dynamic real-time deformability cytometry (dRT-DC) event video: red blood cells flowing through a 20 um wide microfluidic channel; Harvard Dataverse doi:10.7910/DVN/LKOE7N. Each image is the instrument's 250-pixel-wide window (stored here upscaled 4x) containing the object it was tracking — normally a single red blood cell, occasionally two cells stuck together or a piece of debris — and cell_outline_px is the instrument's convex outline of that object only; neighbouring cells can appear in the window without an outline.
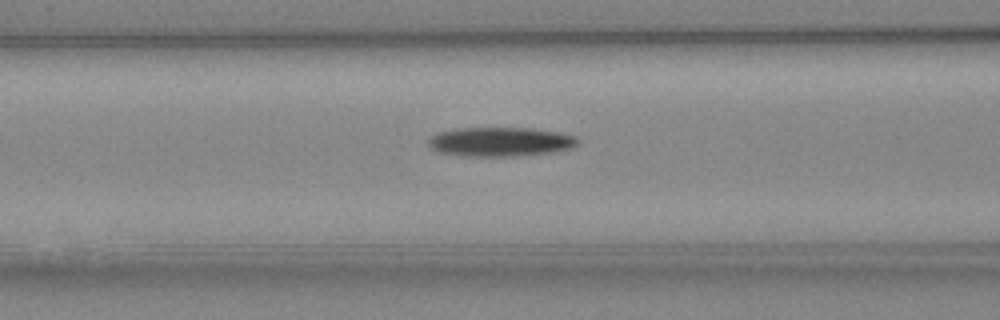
{"species": "Egyptian fruit bat (a non-hibernating species)", "species_latin": "Rousettus aegyptiacus", "temperature_condition": "cold", "stored_images_in_passage": 34, "camera_frame_rate_fps": 3000, "um_per_image_px": 0.085, "animal": {"sex": "female"}, "frame": {"image": 1, "passage_image": 5, "time_ms": 1.333, "image_size_px": [1000, 320], "cell_outline_px": [[580, 144], [572, 148], [552, 152], [516, 156], [464, 156], [440, 152], [432, 148], [428, 144], [428, 140], [436, 132], [452, 128], [532, 128], [556, 132], [576, 136], [580, 140]], "centroid_in_image_um": [42.54, 12.04], "position_along_channel_um": 124.1, "area_um2": 25.61}}
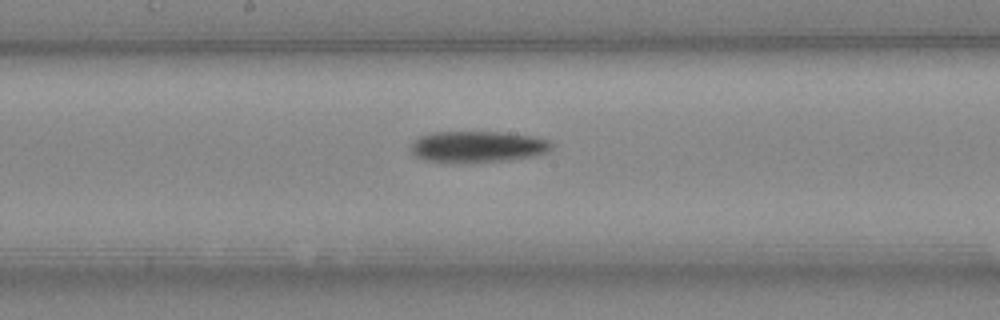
{"frame": {"image": 2, "passage_image": 11, "time_ms": 3.333, "image_size_px": [1000, 320], "cell_outline_px": [[552, 148], [548, 152], [532, 156], [508, 160], [424, 160], [416, 156], [412, 152], [412, 144], [420, 136], [432, 132], [504, 132], [532, 136], [548, 140], [552, 144]], "centroid_in_image_um": [40.65, 12.42], "position_along_channel_um": 207.5, "area_um2": 24.68}}
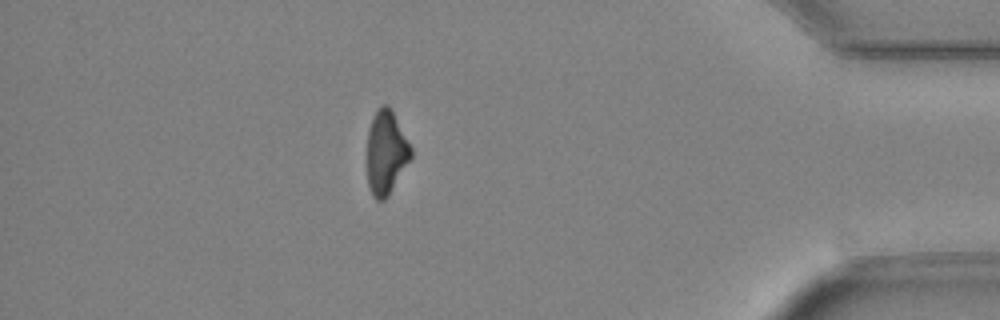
{"frame": {"image": 3, "passage_image": 28, "time_ms": 9.0, "image_size_px": [1000, 320], "cell_outline_px": [[412, 156], [388, 196], [384, 200], [376, 200], [372, 196], [368, 184], [368, 128], [372, 116], [380, 104], [388, 104], [392, 108], [412, 148]], "centroid_in_image_um": [32.82, 12.91], "position_along_channel_um": 402.4, "area_um2": 21.56}}